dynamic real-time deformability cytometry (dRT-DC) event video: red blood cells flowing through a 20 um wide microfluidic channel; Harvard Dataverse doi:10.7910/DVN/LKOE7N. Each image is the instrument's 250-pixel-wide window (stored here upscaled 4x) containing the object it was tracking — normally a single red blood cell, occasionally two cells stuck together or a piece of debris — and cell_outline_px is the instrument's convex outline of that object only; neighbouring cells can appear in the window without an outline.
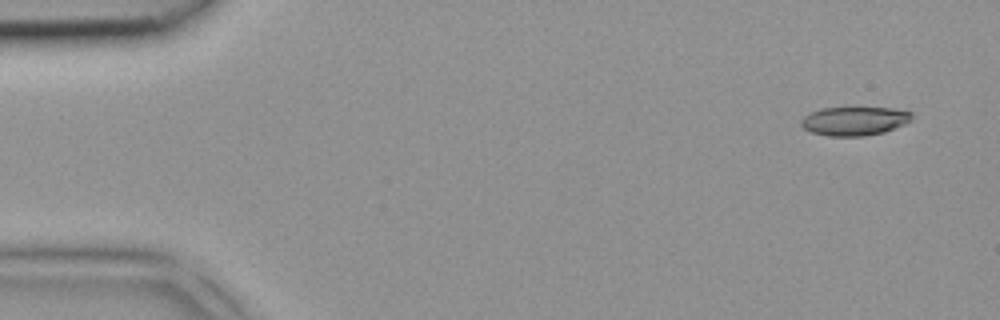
{"species": "common noctule bat (a hibernating species)", "species_latin": "Nyctalus noctula", "temperature_condition": "room temperature", "stored_images_in_passage": 5, "segment_of_instrument_passage": [1, 2], "camera_frame_rate_fps": 3000, "um_per_image_px": 0.085, "animal": {"sex": "female", "body_mass_g": 18.4}, "frame": {"image": 1, "passage_image": 1, "time_ms": 0.0, "image_size_px": [1000, 320], "cell_outline_px": [[912, 120], [904, 124], [884, 132], [864, 136], [828, 136], [812, 132], [804, 128], [800, 124], [800, 120], [804, 116], [820, 108], [892, 108], [912, 112]], "centroid_in_image_um": [72.62, 10.29], "position_along_channel_um": 12.4, "area_um2": 18.5}}
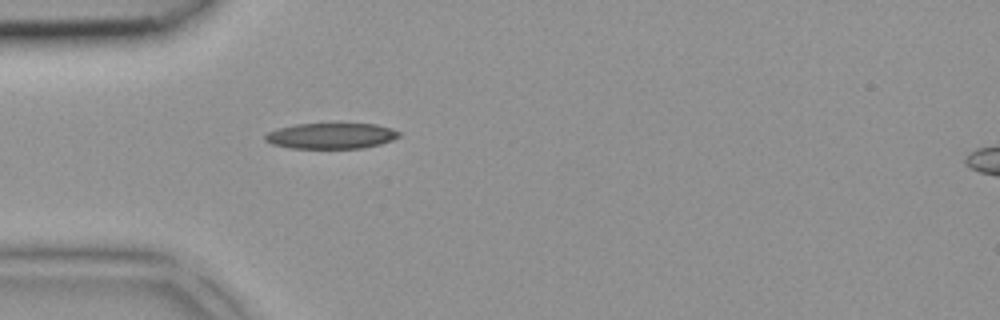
{"frame": {"image": 2, "passage_image": 4, "time_ms": 1.0, "image_size_px": [1000, 320], "cell_outline_px": [[400, 136], [392, 140], [380, 144], [364, 148], [288, 148], [272, 144], [264, 140], [264, 136], [268, 132], [276, 128], [296, 124], [376, 124], [392, 128], [400, 132]], "centroid_in_image_um": [28.13, 11.55], "position_along_channel_um": 56.9, "area_um2": 20.17}}